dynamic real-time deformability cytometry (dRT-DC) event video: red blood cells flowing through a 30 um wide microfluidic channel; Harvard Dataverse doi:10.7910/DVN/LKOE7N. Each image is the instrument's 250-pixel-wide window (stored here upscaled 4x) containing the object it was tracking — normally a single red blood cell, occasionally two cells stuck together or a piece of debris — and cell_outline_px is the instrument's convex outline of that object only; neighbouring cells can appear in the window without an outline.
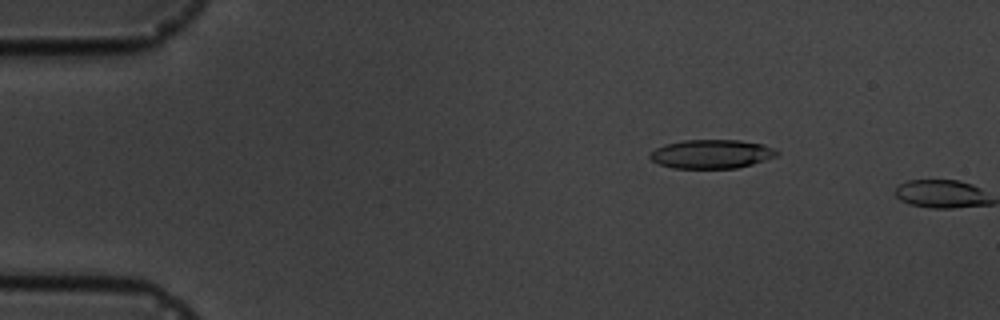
{"species": "common noctule bat (a hibernating species)", "species_latin": "Nyctalus noctula", "temperature_condition": "cold", "stored_images_in_passage": 3, "camera_frame_rate_fps": 3000, "um_per_image_px": 0.085, "animal": {"sex": "male", "body_mass_g": 19.5, "forearm_length_mm": 54.6}, "frame": {"image": 1, "passage_image": 2, "time_ms": 1.333, "image_size_px": [1000, 320], "cell_outline_px": [[780, 152], [776, 156], [752, 164], [736, 168], [672, 168], [660, 164], [652, 160], [648, 156], [656, 148], [664, 144], [684, 140], [740, 140], [764, 144]], "centroid_in_image_um": [60.48, 13.08], "position_along_channel_um": 24.5, "area_um2": 21.27}}